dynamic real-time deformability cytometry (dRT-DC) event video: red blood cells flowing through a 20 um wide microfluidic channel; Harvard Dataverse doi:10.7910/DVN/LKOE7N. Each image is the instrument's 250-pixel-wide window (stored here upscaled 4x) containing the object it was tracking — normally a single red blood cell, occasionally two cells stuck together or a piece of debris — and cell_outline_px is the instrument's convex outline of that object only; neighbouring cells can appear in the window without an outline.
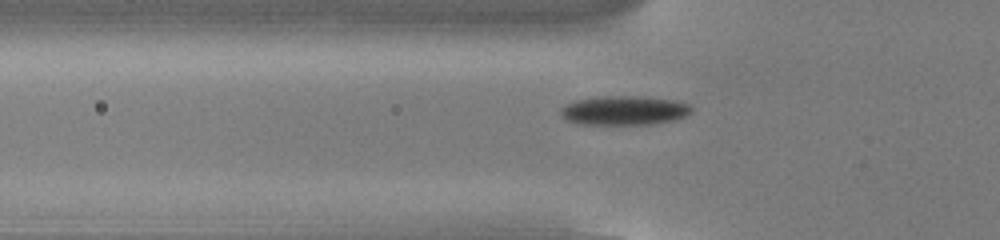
{"species": "common noctule bat (a hibernating species)", "species_latin": "Nyctalus noctula", "temperature_condition": "cold", "stored_images_in_passage": 47, "camera_frame_rate_fps": 3000, "um_per_image_px": 0.085, "animal": {"sex": "male", "body_mass_g": 13.0, "forearm_length_mm": 53.1}, "frame": {"image": 1, "passage_image": 11, "time_ms": 3.333, "image_size_px": [1000, 240], "cell_outline_px": [[692, 112], [684, 116], [672, 120], [656, 124], [580, 124], [568, 120], [560, 112], [560, 108], [564, 104], [576, 100], [604, 96], [636, 96], [672, 100], [688, 104], [692, 108]], "centroid_in_image_um": [53.04, 9.39], "position_along_channel_um": 72.8, "area_um2": 22.02}}
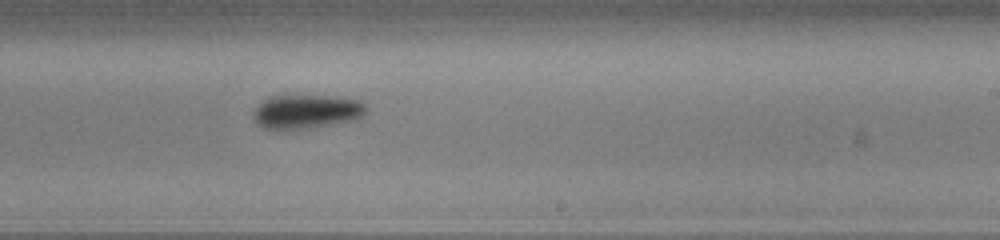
{"frame": {"image": 2, "passage_image": 26, "time_ms": 8.333, "image_size_px": [1000, 240], "cell_outline_px": [[368, 112], [356, 120], [316, 128], [288, 132], [280, 132], [264, 128], [256, 124], [252, 116], [252, 112], [268, 96], [324, 96], [360, 100], [368, 104]], "centroid_in_image_um": [26.05, 9.55], "position_along_channel_um": 263.0, "area_um2": 23.35}}
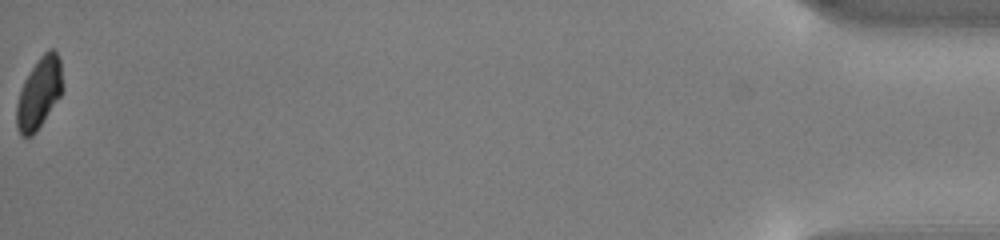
{"frame": {"image": 3, "passage_image": 47, "time_ms": 15.333, "image_size_px": [1000, 240], "cell_outline_px": [[64, 88], [60, 96], [36, 132], [32, 136], [20, 136], [16, 128], [16, 104], [20, 88], [24, 80], [40, 56], [48, 48], [52, 48], [56, 52], [60, 60]], "centroid_in_image_um": [3.32, 7.92], "position_along_channel_um": 431.9, "area_um2": 19.25}, "authors_computed_cell_mechanics": {"area_um2": 21.5016, "velocity_mm_per_s": 3.8124, "shape_relaxation_time_tau1_ms": 2.186, "shape_relaxation_time_tau2_ms": null, "deformation_change_tau1": 0.0926, "deformation_change_tau2": null}}